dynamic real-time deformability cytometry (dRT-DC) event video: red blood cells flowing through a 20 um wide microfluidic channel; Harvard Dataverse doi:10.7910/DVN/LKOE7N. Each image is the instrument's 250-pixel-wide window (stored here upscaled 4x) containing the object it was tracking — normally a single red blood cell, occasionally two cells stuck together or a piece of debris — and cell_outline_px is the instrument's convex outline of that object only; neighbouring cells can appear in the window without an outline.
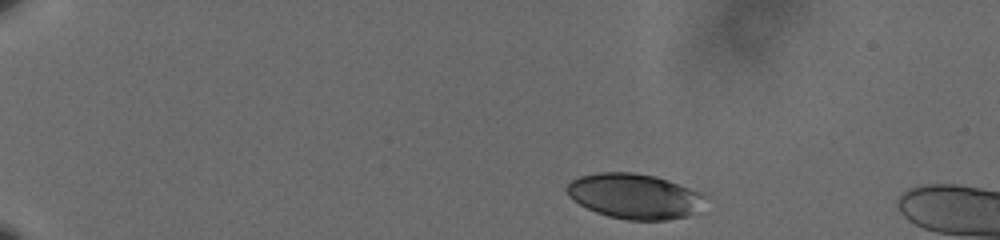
{"species": "human", "species_latin": "Homo sapiens", "temperature_condition": "cold", "stored_images_in_passage": 20, "camera_frame_rate_fps": 3000, "um_per_image_px": 0.085, "donor": {"sex": "male"}, "frame": {"image": 1, "passage_image": 1, "time_ms": 0.0, "image_size_px": [1000, 240], "cell_outline_px": [[708, 196], [696, 212], [688, 216], [668, 220], [628, 220], [608, 216], [596, 212], [580, 204], [568, 196], [564, 188], [572, 180], [580, 176], [596, 172], [632, 172], [656, 176], [668, 180], [700, 192]], "centroid_in_image_um": [53.93, 16.67], "position_along_channel_um": 31.1, "area_um2": 36.53}}
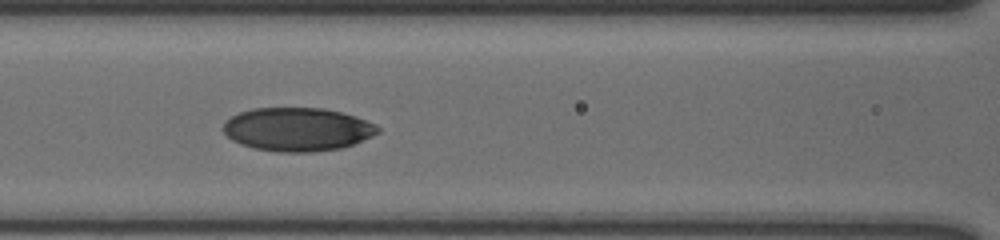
{"frame": {"image": 2, "passage_image": 12, "time_ms": 3.667, "image_size_px": [1000, 240], "cell_outline_px": [[380, 132], [372, 136], [352, 144], [340, 148], [312, 152], [280, 152], [252, 148], [240, 144], [232, 140], [224, 132], [224, 124], [232, 116], [240, 112], [252, 108], [324, 108], [356, 116], [376, 124], [380, 128]], "centroid_in_image_um": [25.29, 10.99], "position_along_channel_um": 141.3, "area_um2": 39.07}}
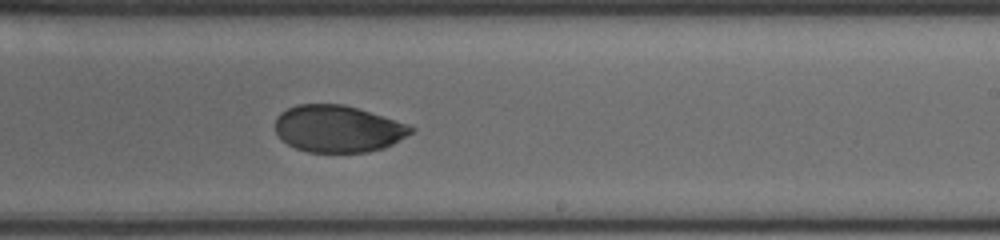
{"frame": {"image": 3, "passage_image": 20, "time_ms": 6.333, "image_size_px": [1000, 240], "cell_outline_px": [[416, 128], [412, 132], [392, 144], [384, 148], [368, 152], [308, 152], [296, 148], [288, 144], [276, 132], [276, 116], [280, 112], [296, 104], [344, 104], [408, 124]], "centroid_in_image_um": [28.72, 10.94], "position_along_channel_um": 260.3, "area_um2": 36.93}}